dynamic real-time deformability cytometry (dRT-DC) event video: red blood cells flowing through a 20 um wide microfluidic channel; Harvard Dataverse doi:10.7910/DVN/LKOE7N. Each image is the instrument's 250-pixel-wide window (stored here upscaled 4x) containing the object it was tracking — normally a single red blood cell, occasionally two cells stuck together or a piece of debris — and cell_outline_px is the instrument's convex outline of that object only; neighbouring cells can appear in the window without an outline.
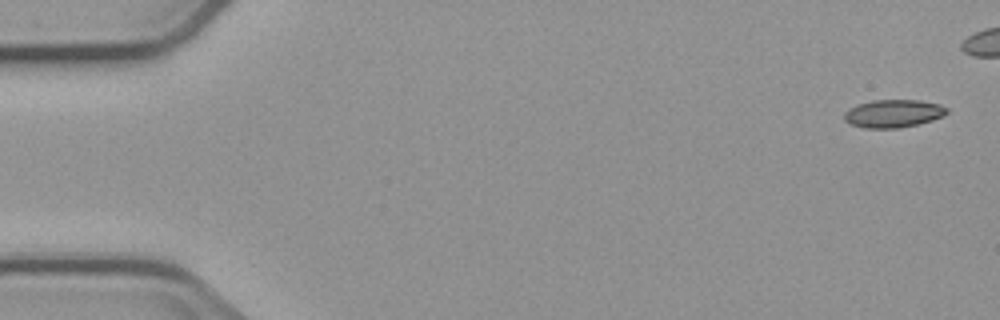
{"species": "common noctule bat (a hibernating species)", "species_latin": "Nyctalus noctula", "temperature_condition": "cold", "stored_images_in_passage": 4, "camera_frame_rate_fps": 3000, "um_per_image_px": 0.085, "animal": {"sex": "male", "body_mass_g": 23.1, "forearm_length_mm": 52.7}, "frame": {"image": 1, "passage_image": 1, "time_ms": 0.0, "image_size_px": [1000, 320], "cell_outline_px": [[948, 112], [944, 116], [932, 120], [900, 128], [864, 128], [848, 124], [844, 120], [844, 112], [848, 108], [856, 104], [872, 100], [920, 100], [940, 104], [948, 108]], "centroid_in_image_um": [75.9, 9.64], "position_along_channel_um": 9.1, "area_um2": 16.94}}